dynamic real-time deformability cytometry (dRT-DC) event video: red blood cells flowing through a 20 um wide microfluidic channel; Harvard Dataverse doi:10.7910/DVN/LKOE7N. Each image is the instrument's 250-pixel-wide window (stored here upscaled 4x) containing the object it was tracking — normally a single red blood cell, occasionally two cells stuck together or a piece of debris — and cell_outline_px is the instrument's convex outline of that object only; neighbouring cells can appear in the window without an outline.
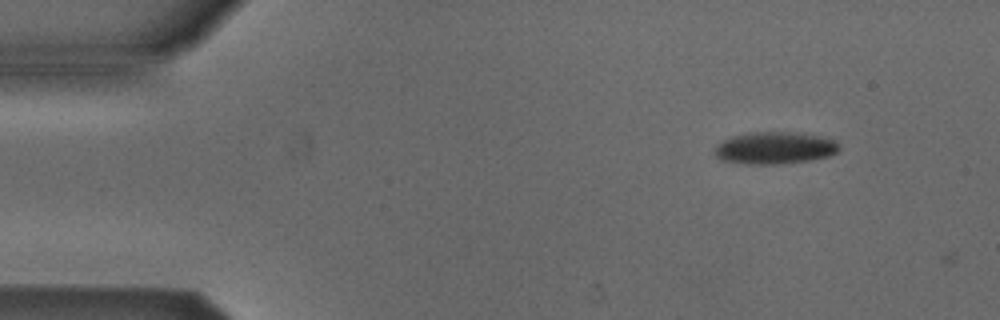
{"species": "Egyptian fruit bat (a non-hibernating species)", "species_latin": "Rousettus aegyptiacus", "temperature_condition": "cold", "stored_images_in_passage": 3, "camera_frame_rate_fps": 3000, "um_per_image_px": 0.085, "animal": {"sex": "male"}, "frame": {"image": 1, "passage_image": 1, "time_ms": 0.0, "image_size_px": [1000, 320], "cell_outline_px": [[840, 148], [836, 152], [828, 156], [808, 160], [780, 164], [744, 164], [724, 160], [716, 156], [712, 152], [712, 148], [716, 144], [732, 136], [748, 132], [792, 132], [824, 136], [836, 140], [840, 144]], "centroid_in_image_um": [65.84, 12.56], "position_along_channel_um": 19.2, "area_um2": 23.58}}